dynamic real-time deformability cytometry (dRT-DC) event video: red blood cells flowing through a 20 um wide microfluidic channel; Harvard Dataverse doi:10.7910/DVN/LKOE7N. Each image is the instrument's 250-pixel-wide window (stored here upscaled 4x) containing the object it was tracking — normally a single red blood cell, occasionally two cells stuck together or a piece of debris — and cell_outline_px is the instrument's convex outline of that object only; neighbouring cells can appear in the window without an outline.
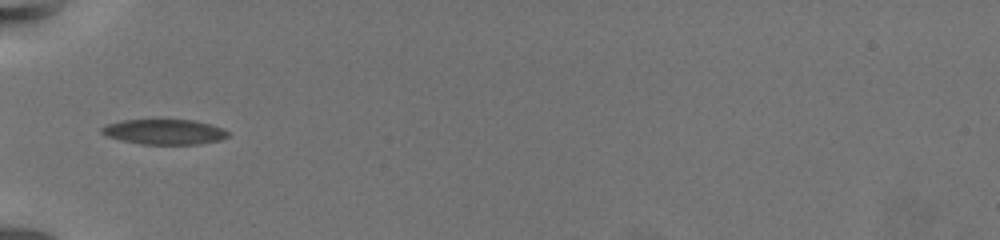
{"species": "common noctule bat (a hibernating species)", "species_latin": "Nyctalus noctula", "temperature_condition": "warm", "stored_images_in_passage": 35, "camera_frame_rate_fps": 3000, "um_per_image_px": 0.085, "animal": {"sex": "female", "body_mass_g": 19.5, "forearm_length_mm": 54.1}, "frame": {"image": 1, "passage_image": 1, "time_ms": 0.0, "image_size_px": [1000, 240], "cell_outline_px": [[228, 136], [220, 140], [200, 144], [140, 144], [120, 140], [108, 136], [100, 132], [100, 128], [108, 124], [124, 120], [192, 120], [224, 128], [228, 132]], "centroid_in_image_um": [13.97, 11.21], "position_along_channel_um": 71.0, "area_um2": 18.38}}
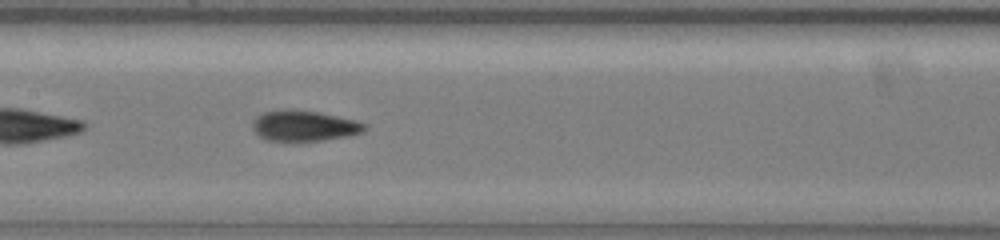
{"frame": {"image": 2, "passage_image": 11, "time_ms": 3.333, "image_size_px": [1000, 240], "cell_outline_px": [[364, 132], [348, 136], [324, 140], [296, 144], [268, 140], [260, 136], [252, 128], [252, 120], [256, 116], [264, 112], [288, 108], [320, 112], [356, 120], [364, 124]], "centroid_in_image_um": [25.8, 10.72], "position_along_channel_um": 181.6, "area_um2": 20.75}, "authors_computed_cell_mechanics": {"area_um2": 19.074, "velocity_mm_per_s": 3.4045, "shape_relaxation_time_tau1_ms": 4.7207, "shape_relaxation_time_tau2_ms": 1.7144, "deformation_change_tau1": 0.1889, "deformation_change_tau2": 0.0804}}